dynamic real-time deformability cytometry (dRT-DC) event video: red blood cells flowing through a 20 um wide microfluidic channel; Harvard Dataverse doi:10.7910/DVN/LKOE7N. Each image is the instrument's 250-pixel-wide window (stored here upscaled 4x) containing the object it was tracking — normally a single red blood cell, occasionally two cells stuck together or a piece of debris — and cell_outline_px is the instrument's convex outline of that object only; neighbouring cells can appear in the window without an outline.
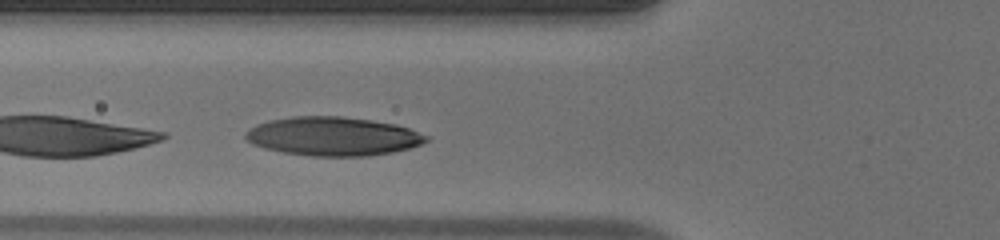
{"species": "human", "species_latin": "Homo sapiens", "temperature_condition": "warm", "stored_images_in_passage": 30, "camera_frame_rate_fps": 3000, "um_per_image_px": 0.085, "donor": {"sex": "male"}, "frame": {"image": 1, "passage_image": 8, "time_ms": 2.333, "image_size_px": [1000, 240], "cell_outline_px": [[428, 140], [420, 144], [408, 148], [392, 152], [368, 156], [312, 156], [284, 152], [264, 148], [252, 144], [244, 136], [244, 132], [248, 128], [256, 124], [268, 120], [292, 116], [344, 116], [372, 120], [396, 124], [408, 128], [428, 136]], "centroid_in_image_um": [28.26, 11.57], "position_along_channel_um": 97.5, "area_um2": 40.92}}
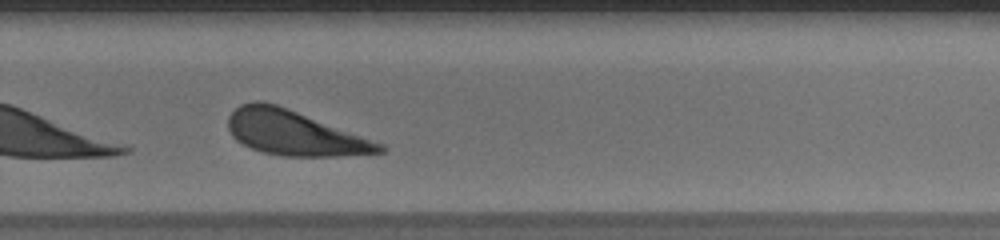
{"frame": {"image": 2, "passage_image": 23, "time_ms": 7.333, "image_size_px": [1000, 240], "cell_outline_px": [[388, 148], [384, 152], [336, 156], [280, 156], [264, 152], [252, 148], [236, 140], [232, 136], [228, 128], [228, 116], [240, 104], [252, 100], [260, 100], [276, 104], [384, 144]], "centroid_in_image_um": [24.99, 11.3], "position_along_channel_um": 304.8, "area_um2": 39.19}}
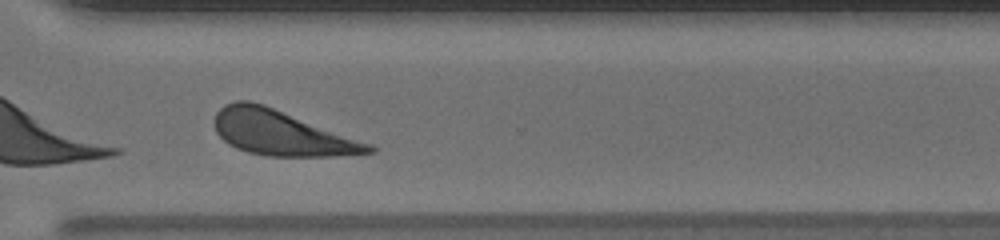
{"frame": {"image": 3, "passage_image": 26, "time_ms": 8.333, "image_size_px": [1000, 240], "cell_outline_px": [[376, 152], [332, 156], [268, 156], [248, 152], [236, 148], [228, 144], [216, 132], [216, 112], [224, 104], [236, 100], [252, 100], [264, 104], [372, 144], [376, 148]], "centroid_in_image_um": [23.91, 11.29], "position_along_channel_um": 346.7, "area_um2": 40.29}, "authors_computed_cell_mechanics": {"area_um2": 40.0554, "velocity_mm_per_s": 4.1454, "shape_relaxation_time_tau1_ms": 1.9969, "shape_relaxation_time_tau2_ms": 9.4571, "deformation_change_tau1": 0.1124, "deformation_change_tau2": 0.2683}}